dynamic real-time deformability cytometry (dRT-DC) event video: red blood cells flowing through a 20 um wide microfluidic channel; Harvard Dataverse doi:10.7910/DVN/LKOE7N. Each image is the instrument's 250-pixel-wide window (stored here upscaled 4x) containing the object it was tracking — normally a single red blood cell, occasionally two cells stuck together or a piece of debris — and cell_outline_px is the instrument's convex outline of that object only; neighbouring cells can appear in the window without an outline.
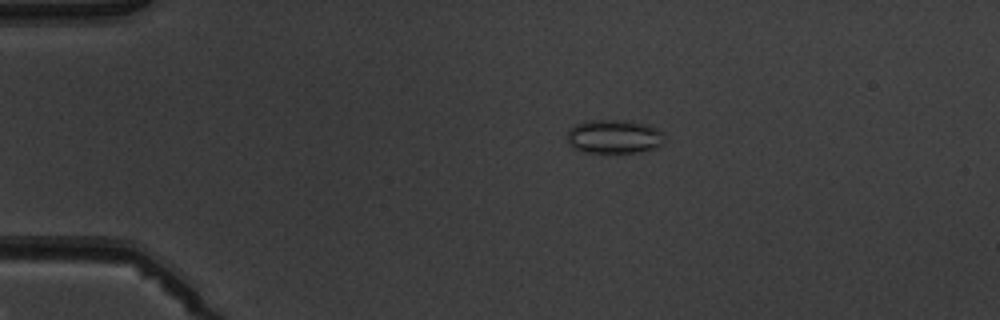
{"species": "common noctule bat (a hibernating species)", "species_latin": "Nyctalus noctula", "temperature_condition": "warm", "stored_images_in_passage": 7, "camera_frame_rate_fps": 3000, "um_per_image_px": 0.085, "animal": {"sex": "male", "body_mass_g": 19.5, "forearm_length_mm": 54.6}, "frame": {"image": 1, "passage_image": 4, "time_ms": 3.333, "image_size_px": [1000, 320], "cell_outline_px": [[664, 140], [656, 148], [636, 152], [584, 152], [572, 148], [568, 144], [568, 128], [584, 120], [624, 120], [644, 124], [656, 128], [664, 136]], "centroid_in_image_um": [52.14, 11.6], "position_along_channel_um": 32.9, "area_um2": 19.13}}
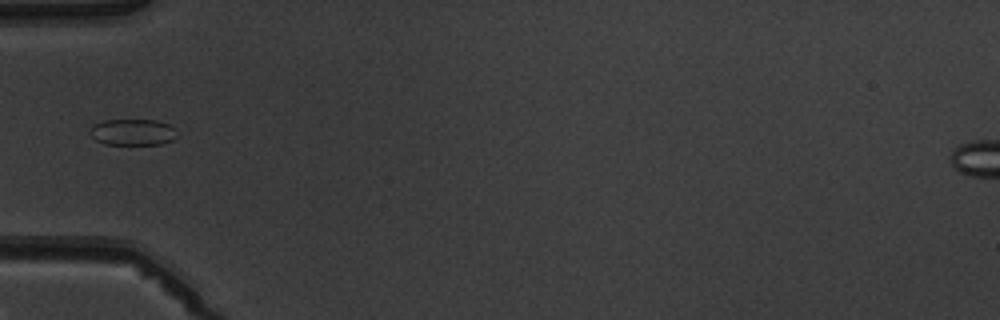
{"frame": {"image": 2, "passage_image": 6, "time_ms": 5.667, "image_size_px": [1000, 320], "cell_outline_px": [[176, 136], [172, 140], [160, 144], [104, 144], [96, 140], [88, 132], [96, 124], [104, 120], [156, 120], [168, 124], [176, 128]], "centroid_in_image_um": [11.3, 11.23], "position_along_channel_um": 73.7, "area_um2": 13.24}}
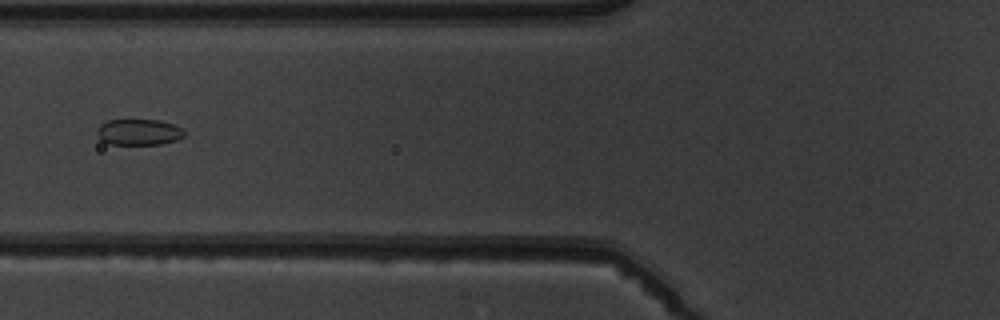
{"frame": {"image": 3, "passage_image": 7, "time_ms": 6.667, "image_size_px": [1000, 320], "cell_outline_px": [[184, 136], [176, 140], [160, 144], [108, 144], [100, 140], [96, 132], [96, 128], [100, 124], [108, 120], [160, 120], [184, 128]], "centroid_in_image_um": [11.77, 11.22], "position_along_channel_um": 114.0, "area_um2": 13.35}}